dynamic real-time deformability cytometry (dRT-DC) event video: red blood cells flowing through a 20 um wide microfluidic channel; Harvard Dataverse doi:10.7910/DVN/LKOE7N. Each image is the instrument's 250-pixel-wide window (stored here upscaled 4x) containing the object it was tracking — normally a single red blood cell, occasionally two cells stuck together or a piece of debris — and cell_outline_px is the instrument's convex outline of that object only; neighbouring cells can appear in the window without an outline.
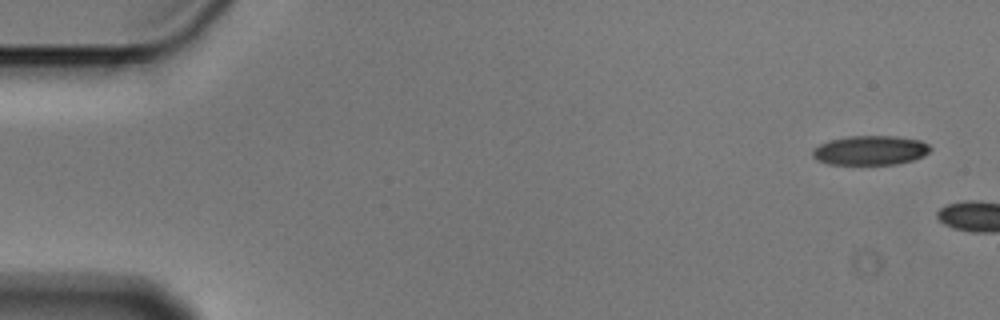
{"species": "Egyptian fruit bat (a non-hibernating species)", "species_latin": "Rousettus aegyptiacus", "temperature_condition": "cold", "stored_images_in_passage": 2, "camera_frame_rate_fps": 3000, "um_per_image_px": 0.085, "animal": {"sex": "male"}, "frame": {"image": 1, "passage_image": 1, "time_ms": 0.0, "image_size_px": [1000, 320], "cell_outline_px": [[932, 148], [924, 156], [912, 160], [896, 164], [828, 164], [816, 160], [812, 156], [812, 148], [828, 140], [848, 136], [896, 136], [920, 140], [928, 144]], "centroid_in_image_um": [73.95, 12.77], "position_along_channel_um": 11.1, "area_um2": 20.29}}